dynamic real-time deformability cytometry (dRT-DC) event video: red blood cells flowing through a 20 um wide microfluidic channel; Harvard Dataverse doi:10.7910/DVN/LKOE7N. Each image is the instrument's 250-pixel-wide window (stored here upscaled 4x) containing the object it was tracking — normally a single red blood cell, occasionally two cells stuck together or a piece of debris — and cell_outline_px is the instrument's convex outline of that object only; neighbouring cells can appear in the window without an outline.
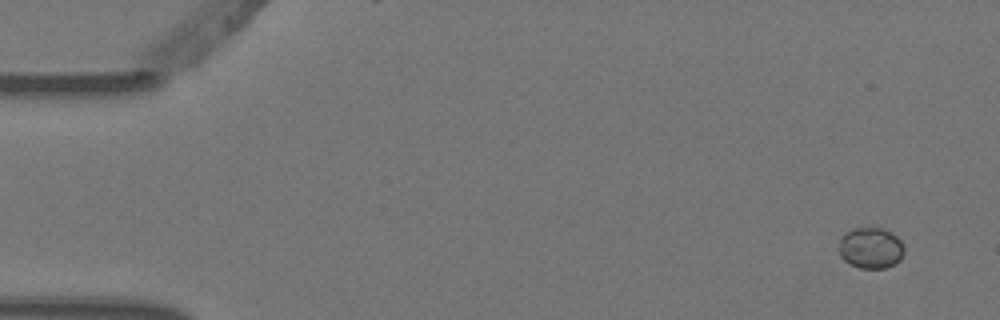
{"species": "Egyptian fruit bat (a non-hibernating species)", "species_latin": "Rousettus aegyptiacus", "temperature_condition": "warm", "stored_images_in_passage": 6, "camera_frame_rate_fps": 3000, "um_per_image_px": 0.085, "animal": {"sex": "female"}, "frame": {"image": 1, "passage_image": 1, "time_ms": 0.0, "image_size_px": [1000, 320], "cell_outline_px": [[904, 252], [900, 260], [896, 264], [884, 268], [860, 268], [844, 260], [840, 256], [836, 248], [840, 236], [844, 232], [852, 228], [884, 228], [892, 232], [900, 240], [904, 248]], "centroid_in_image_um": [73.97, 21.06], "position_along_channel_um": 11.0, "area_um2": 16.01}}
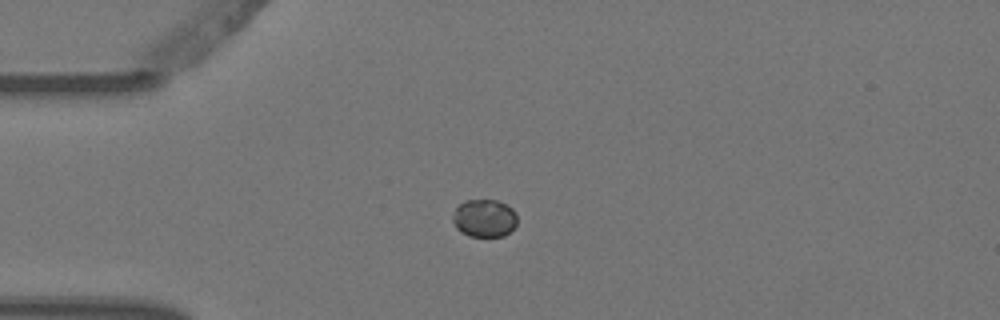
{"frame": {"image": 2, "passage_image": 4, "time_ms": 1.0, "image_size_px": [1000, 320], "cell_outline_px": [[516, 224], [504, 236], [468, 236], [460, 232], [456, 228], [452, 220], [452, 216], [456, 208], [460, 204], [468, 200], [496, 200], [508, 204], [516, 212]], "centroid_in_image_um": [41.16, 18.54], "position_along_channel_um": 43.8, "area_um2": 14.22}}